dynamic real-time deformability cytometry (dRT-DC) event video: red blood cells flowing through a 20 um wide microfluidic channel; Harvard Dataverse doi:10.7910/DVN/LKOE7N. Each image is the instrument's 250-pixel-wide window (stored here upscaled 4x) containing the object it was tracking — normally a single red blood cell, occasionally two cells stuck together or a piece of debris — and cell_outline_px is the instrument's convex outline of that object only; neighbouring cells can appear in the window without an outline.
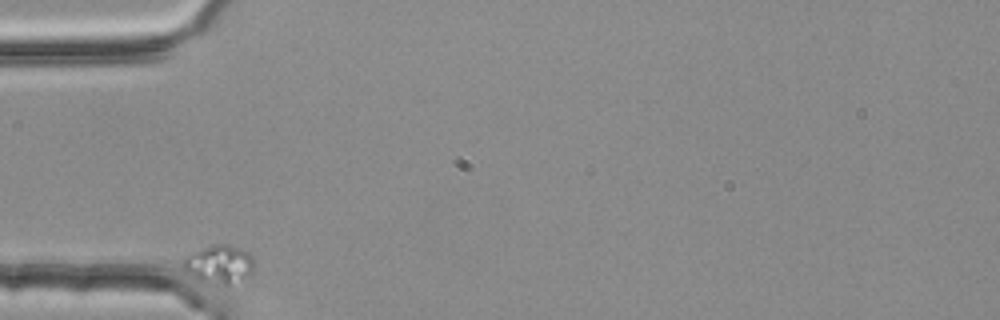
{"species": "common noctule bat (a hibernating species)", "species_latin": "Nyctalus noctula", "temperature_condition": "room temperature", "stored_images_in_passage": 36, "camera_frame_rate_fps": 3000, "um_per_image_px": 0.085, "animal": {"sex": "female", "body_mass_g": 25.1}, "frame": {"image": 1, "passage_image": 1, "time_ms": 0.0, "image_size_px": [1000, 320], "cell_outline_px": [[252, 272], [248, 276], [228, 284], [224, 284], [196, 280], [184, 272], [180, 264], [188, 256], [208, 244], [228, 244], [240, 248], [248, 252], [252, 256]], "centroid_in_image_um": [18.57, 22.44], "position_along_channel_um": 66.4, "area_um2": 15.78}}